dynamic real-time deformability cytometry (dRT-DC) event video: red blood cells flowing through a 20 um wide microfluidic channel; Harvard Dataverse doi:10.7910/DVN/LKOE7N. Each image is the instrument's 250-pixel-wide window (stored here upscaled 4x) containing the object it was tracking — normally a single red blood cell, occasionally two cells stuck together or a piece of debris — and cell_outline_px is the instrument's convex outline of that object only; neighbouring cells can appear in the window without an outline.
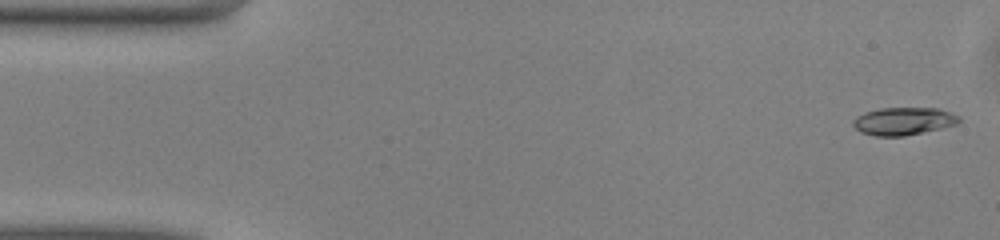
{"species": "common noctule bat (a hibernating species)", "species_latin": "Nyctalus noctula", "temperature_condition": "warm", "stored_images_in_passage": 50, "segment_of_instrument_passage": [1, 2], "camera_frame_rate_fps": 3000, "um_per_image_px": 0.085, "animal": {"sex": "male", "body_mass_g": 13.0, "forearm_length_mm": 53.1}, "frame": {"image": 1, "passage_image": 1, "time_ms": 0.0, "image_size_px": [1000, 240], "cell_outline_px": [[960, 120], [956, 124], [940, 128], [904, 136], [876, 136], [860, 132], [852, 124], [852, 120], [856, 116], [864, 112], [880, 108], [936, 108], [960, 116]], "centroid_in_image_um": [76.75, 10.29], "position_along_channel_um": 8.3, "area_um2": 16.99}}
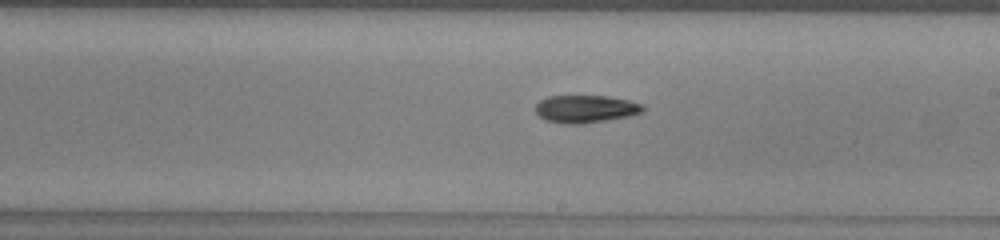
{"frame": {"image": 2, "passage_image": 27, "time_ms": 8.667, "image_size_px": [1000, 240], "cell_outline_px": [[644, 112], [628, 116], [584, 124], [564, 124], [544, 120], [536, 112], [536, 104], [540, 100], [548, 96], [608, 96], [628, 100], [644, 104]], "centroid_in_image_um": [49.78, 9.26], "position_along_channel_um": 239.2, "area_um2": 17.4}}
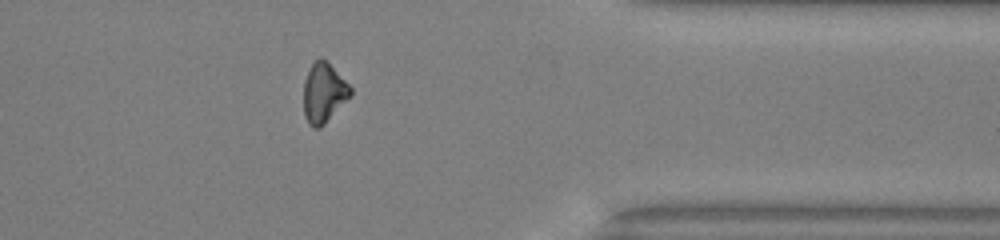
{"frame": {"image": 3, "passage_image": 39, "time_ms": 12.667, "image_size_px": [1000, 240], "cell_outline_px": [[352, 96], [320, 128], [312, 128], [308, 124], [304, 116], [304, 80], [312, 64], [320, 56], [352, 88]], "centroid_in_image_um": [27.51, 7.94], "position_along_channel_um": 383.9, "area_um2": 16.13}}